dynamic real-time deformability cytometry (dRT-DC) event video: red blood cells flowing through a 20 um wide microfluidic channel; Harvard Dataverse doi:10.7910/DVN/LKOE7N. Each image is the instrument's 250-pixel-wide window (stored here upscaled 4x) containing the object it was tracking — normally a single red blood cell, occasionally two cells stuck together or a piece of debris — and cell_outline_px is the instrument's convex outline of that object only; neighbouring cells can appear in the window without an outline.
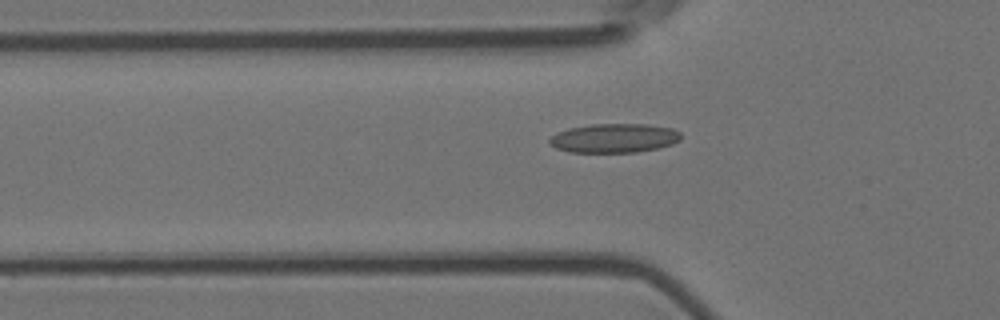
{"species": "Egyptian fruit bat (a non-hibernating species)", "species_latin": "Rousettus aegyptiacus", "temperature_condition": "room temperature", "stored_images_in_passage": 36, "camera_frame_rate_fps": 3000, "um_per_image_px": 0.085, "animal": {"sex": "female"}, "frame": {"image": 1, "passage_image": 4, "time_ms": 1.0, "image_size_px": [1000, 320], "cell_outline_px": [[680, 140], [672, 144], [656, 148], [636, 152], [568, 152], [556, 148], [548, 144], [548, 140], [556, 132], [568, 128], [592, 124], [648, 124], [672, 128], [680, 132]], "centroid_in_image_um": [52.17, 11.73], "position_along_channel_um": 73.6, "area_um2": 22.37}}
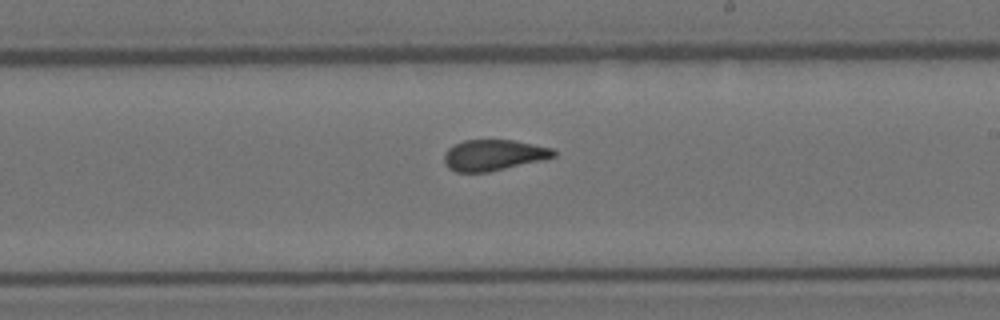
{"frame": {"image": 2, "passage_image": 18, "time_ms": 5.667, "image_size_px": [1000, 320], "cell_outline_px": [[556, 156], [544, 160], [488, 172], [456, 172], [448, 168], [444, 160], [444, 152], [448, 148], [464, 140], [512, 140], [552, 148], [556, 152]], "centroid_in_image_um": [41.95, 13.19], "position_along_channel_um": 247.0, "area_um2": 19.71}}
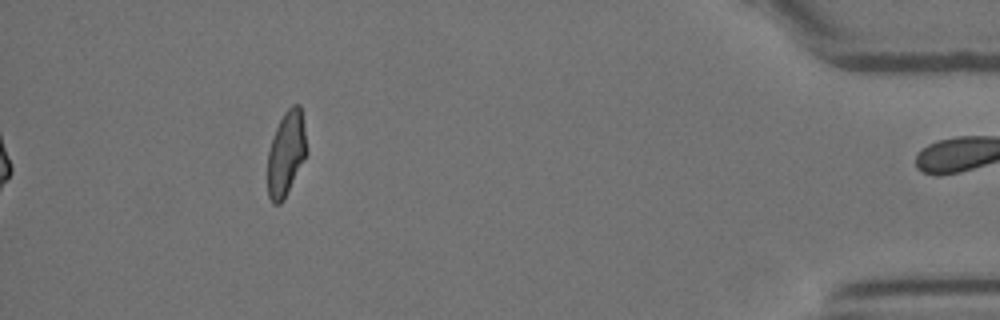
{"frame": {"image": 3, "passage_image": 36, "time_ms": 11.667, "image_size_px": [1000, 320], "cell_outline_px": [[308, 152], [284, 200], [280, 204], [272, 204], [268, 196], [268, 152], [276, 128], [284, 112], [292, 104], [300, 104]], "centroid_in_image_um": [24.33, 13.07], "position_along_channel_um": 410.9, "area_um2": 19.25}, "authors_computed_cell_mechanics": {"area_um2": 20.2878, "velocity_mm_per_s": 3.6978, "shape_relaxation_time_tau1_ms": null, "shape_relaxation_time_tau2_ms": 1.6927, "deformation_change_tau1": null, "deformation_change_tau2": 0.096}}